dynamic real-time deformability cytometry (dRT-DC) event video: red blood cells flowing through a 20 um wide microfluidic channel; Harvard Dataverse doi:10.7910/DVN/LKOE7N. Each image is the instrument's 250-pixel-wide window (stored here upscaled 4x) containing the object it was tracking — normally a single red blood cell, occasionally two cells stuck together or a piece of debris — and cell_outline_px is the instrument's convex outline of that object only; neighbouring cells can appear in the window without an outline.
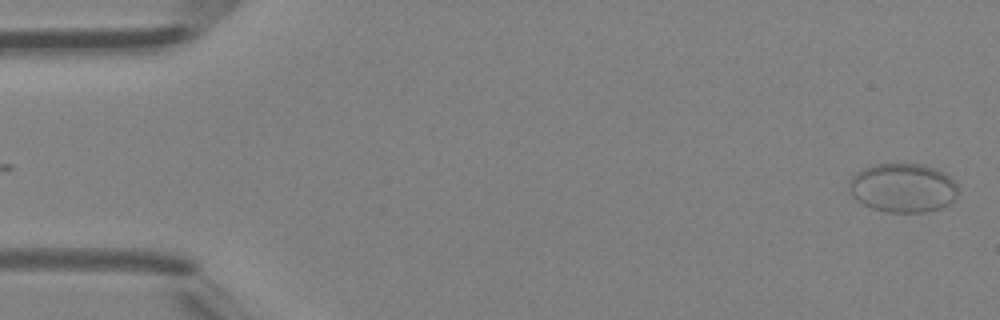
{"species": "Egyptian fruit bat (a non-hibernating species)", "species_latin": "Rousettus aegyptiacus", "temperature_condition": "room temperature", "stored_images_in_passage": 47, "camera_frame_rate_fps": 3000, "um_per_image_px": 0.085, "animal": {"sex": "female"}, "frame": {"image": 1, "passage_image": 1, "time_ms": 0.0, "image_size_px": [1000, 320], "cell_outline_px": [[956, 196], [948, 204], [940, 208], [924, 212], [888, 212], [872, 208], [856, 200], [852, 196], [848, 184], [852, 176], [856, 172], [864, 168], [876, 164], [924, 164], [936, 168], [944, 172], [956, 184]], "centroid_in_image_um": [76.72, 15.96], "position_along_channel_um": 8.3, "area_um2": 30.98}}
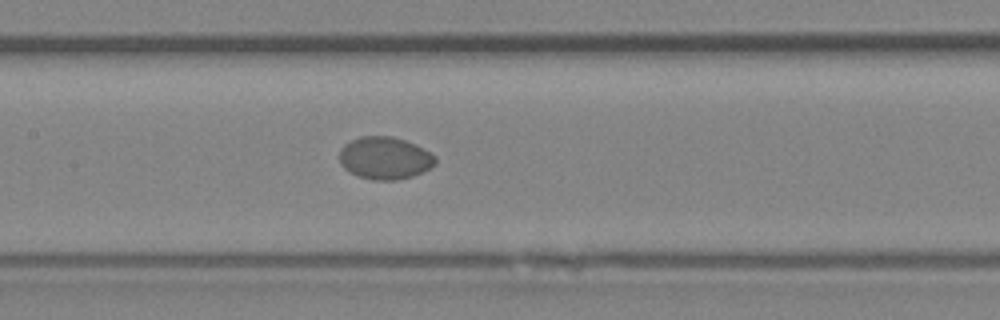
{"frame": {"image": 2, "passage_image": 22, "time_ms": 7.0, "image_size_px": [1000, 320], "cell_outline_px": [[436, 164], [424, 172], [412, 176], [396, 180], [372, 180], [348, 172], [340, 164], [340, 148], [344, 144], [360, 136], [392, 136], [416, 144], [436, 156]], "centroid_in_image_um": [32.72, 13.43], "position_along_channel_um": 174.7, "area_um2": 23.87}}
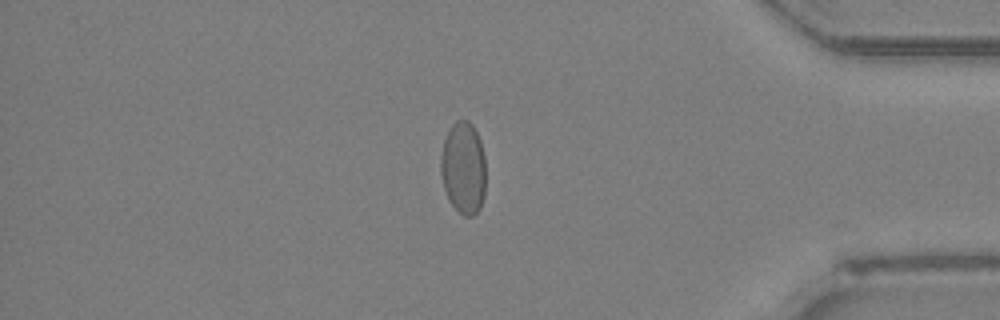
{"frame": {"image": 3, "passage_image": 39, "time_ms": 12.667, "image_size_px": [1000, 320], "cell_outline_px": [[484, 196], [480, 208], [472, 216], [464, 216], [448, 200], [444, 188], [440, 172], [440, 156], [444, 140], [452, 124], [456, 120], [468, 120], [472, 124], [480, 140], [484, 156]], "centroid_in_image_um": [39.37, 14.27], "position_along_channel_um": 395.8, "area_um2": 24.16}, "authors_computed_cell_mechanics": {"area_um2": 24.2182, "velocity_mm_per_s": 4.4414, "shape_relaxation_time_tau1_ms": 2.3266, "shape_relaxation_time_tau2_ms": null, "deformation_change_tau1": 0.0297, "deformation_change_tau2": null}}